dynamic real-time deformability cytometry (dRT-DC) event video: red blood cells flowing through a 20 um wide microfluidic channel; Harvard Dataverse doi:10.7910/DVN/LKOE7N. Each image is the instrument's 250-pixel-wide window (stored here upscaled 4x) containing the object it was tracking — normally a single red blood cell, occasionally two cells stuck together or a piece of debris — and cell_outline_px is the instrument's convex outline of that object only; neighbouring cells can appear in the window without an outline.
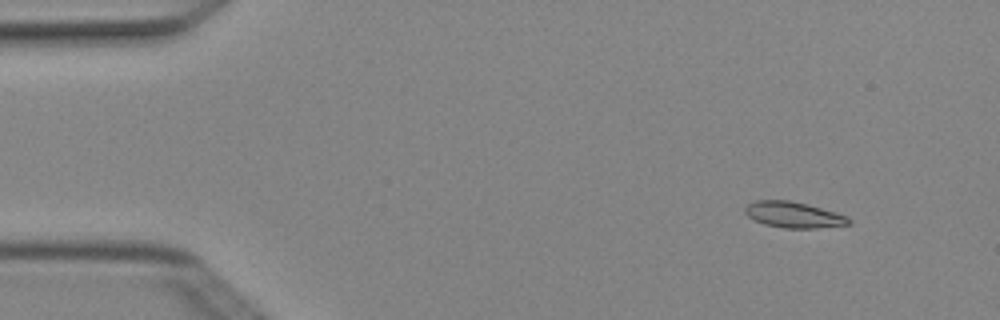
{"species": "Egyptian fruit bat (a non-hibernating species)", "species_latin": "Rousettus aegyptiacus", "temperature_condition": "cold", "stored_images_in_passage": 4, "camera_frame_rate_fps": 3000, "um_per_image_px": 0.085, "animal": {"sex": "female"}, "frame": {"image": 1, "passage_image": 2, "time_ms": 0.333, "image_size_px": [1000, 320], "cell_outline_px": [[852, 224], [816, 228], [784, 228], [764, 224], [752, 220], [744, 212], [744, 208], [748, 204], [756, 200], [788, 200], [808, 204], [848, 216], [852, 220]], "centroid_in_image_um": [67.46, 18.26], "position_along_channel_um": 17.5, "area_um2": 15.84}}